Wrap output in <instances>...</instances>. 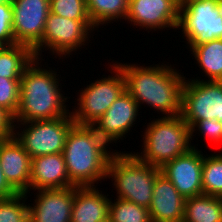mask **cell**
Returning a JSON list of instances; mask_svg holds the SVG:
<instances>
[{
  "label": "cell",
  "mask_w": 222,
  "mask_h": 222,
  "mask_svg": "<svg viewBox=\"0 0 222 222\" xmlns=\"http://www.w3.org/2000/svg\"><path fill=\"white\" fill-rule=\"evenodd\" d=\"M126 79V91L138 103L157 111L160 117L181 115L182 89L186 76L169 62L142 66L115 62ZM165 63V64H164ZM164 114V115H163Z\"/></svg>",
  "instance_id": "cell-1"
},
{
  "label": "cell",
  "mask_w": 222,
  "mask_h": 222,
  "mask_svg": "<svg viewBox=\"0 0 222 222\" xmlns=\"http://www.w3.org/2000/svg\"><path fill=\"white\" fill-rule=\"evenodd\" d=\"M40 61V62H39ZM42 59L34 58L24 69L20 79V95L18 111L13 118L15 123L36 120H51L66 115H72L68 102L70 97L62 90L59 83L61 75L54 67L43 65ZM49 68V69H48ZM61 86V87H60ZM64 94H63V93Z\"/></svg>",
  "instance_id": "cell-2"
},
{
  "label": "cell",
  "mask_w": 222,
  "mask_h": 222,
  "mask_svg": "<svg viewBox=\"0 0 222 222\" xmlns=\"http://www.w3.org/2000/svg\"><path fill=\"white\" fill-rule=\"evenodd\" d=\"M108 146L92 126L74 124L71 127L63 156L69 180L75 186H97L98 181L101 184L102 179L107 180L108 162L115 152Z\"/></svg>",
  "instance_id": "cell-3"
},
{
  "label": "cell",
  "mask_w": 222,
  "mask_h": 222,
  "mask_svg": "<svg viewBox=\"0 0 222 222\" xmlns=\"http://www.w3.org/2000/svg\"><path fill=\"white\" fill-rule=\"evenodd\" d=\"M148 122L142 132L141 152H133L141 161L162 168L167 162L192 148L190 127L181 115L159 117Z\"/></svg>",
  "instance_id": "cell-4"
},
{
  "label": "cell",
  "mask_w": 222,
  "mask_h": 222,
  "mask_svg": "<svg viewBox=\"0 0 222 222\" xmlns=\"http://www.w3.org/2000/svg\"><path fill=\"white\" fill-rule=\"evenodd\" d=\"M115 149L111 155L107 179L111 178L116 197L149 209L156 176L161 169L141 161L132 151Z\"/></svg>",
  "instance_id": "cell-5"
},
{
  "label": "cell",
  "mask_w": 222,
  "mask_h": 222,
  "mask_svg": "<svg viewBox=\"0 0 222 222\" xmlns=\"http://www.w3.org/2000/svg\"><path fill=\"white\" fill-rule=\"evenodd\" d=\"M109 65L111 75H102L103 77L78 90L75 99L77 106L73 105L75 108L71 111L75 124L93 125L126 91V79L121 68L115 61Z\"/></svg>",
  "instance_id": "cell-6"
},
{
  "label": "cell",
  "mask_w": 222,
  "mask_h": 222,
  "mask_svg": "<svg viewBox=\"0 0 222 222\" xmlns=\"http://www.w3.org/2000/svg\"><path fill=\"white\" fill-rule=\"evenodd\" d=\"M96 30L91 20H73L49 12L42 40L33 49V54L43 61L42 52L47 50V53H52L55 58L59 57V60L69 58L73 52L76 53L88 45Z\"/></svg>",
  "instance_id": "cell-7"
},
{
  "label": "cell",
  "mask_w": 222,
  "mask_h": 222,
  "mask_svg": "<svg viewBox=\"0 0 222 222\" xmlns=\"http://www.w3.org/2000/svg\"><path fill=\"white\" fill-rule=\"evenodd\" d=\"M178 30L186 47L222 39V16L218 0H180Z\"/></svg>",
  "instance_id": "cell-8"
},
{
  "label": "cell",
  "mask_w": 222,
  "mask_h": 222,
  "mask_svg": "<svg viewBox=\"0 0 222 222\" xmlns=\"http://www.w3.org/2000/svg\"><path fill=\"white\" fill-rule=\"evenodd\" d=\"M74 124L72 115L51 120L14 123L13 135L32 159L63 153L66 136Z\"/></svg>",
  "instance_id": "cell-9"
},
{
  "label": "cell",
  "mask_w": 222,
  "mask_h": 222,
  "mask_svg": "<svg viewBox=\"0 0 222 222\" xmlns=\"http://www.w3.org/2000/svg\"><path fill=\"white\" fill-rule=\"evenodd\" d=\"M181 116L190 128L205 119L215 118L222 124V81L186 77L182 89Z\"/></svg>",
  "instance_id": "cell-10"
},
{
  "label": "cell",
  "mask_w": 222,
  "mask_h": 222,
  "mask_svg": "<svg viewBox=\"0 0 222 222\" xmlns=\"http://www.w3.org/2000/svg\"><path fill=\"white\" fill-rule=\"evenodd\" d=\"M179 8L180 0H129L125 21L148 33L170 28L177 31Z\"/></svg>",
  "instance_id": "cell-11"
},
{
  "label": "cell",
  "mask_w": 222,
  "mask_h": 222,
  "mask_svg": "<svg viewBox=\"0 0 222 222\" xmlns=\"http://www.w3.org/2000/svg\"><path fill=\"white\" fill-rule=\"evenodd\" d=\"M11 1L15 43L29 46L33 50L42 40L50 12V0Z\"/></svg>",
  "instance_id": "cell-12"
},
{
  "label": "cell",
  "mask_w": 222,
  "mask_h": 222,
  "mask_svg": "<svg viewBox=\"0 0 222 222\" xmlns=\"http://www.w3.org/2000/svg\"><path fill=\"white\" fill-rule=\"evenodd\" d=\"M141 109L142 107L139 108L134 98L125 91L91 126L108 145L111 143L116 145L119 139L121 141L126 139L128 137L126 135L132 132L131 129L135 126L137 119L140 120Z\"/></svg>",
  "instance_id": "cell-13"
},
{
  "label": "cell",
  "mask_w": 222,
  "mask_h": 222,
  "mask_svg": "<svg viewBox=\"0 0 222 222\" xmlns=\"http://www.w3.org/2000/svg\"><path fill=\"white\" fill-rule=\"evenodd\" d=\"M196 145L160 168L185 199L203 194V152Z\"/></svg>",
  "instance_id": "cell-14"
},
{
  "label": "cell",
  "mask_w": 222,
  "mask_h": 222,
  "mask_svg": "<svg viewBox=\"0 0 222 222\" xmlns=\"http://www.w3.org/2000/svg\"><path fill=\"white\" fill-rule=\"evenodd\" d=\"M33 203L28 204L30 222H70L73 206V187L40 189Z\"/></svg>",
  "instance_id": "cell-15"
},
{
  "label": "cell",
  "mask_w": 222,
  "mask_h": 222,
  "mask_svg": "<svg viewBox=\"0 0 222 222\" xmlns=\"http://www.w3.org/2000/svg\"><path fill=\"white\" fill-rule=\"evenodd\" d=\"M0 163L9 184L18 192H29L31 157L14 135L0 140Z\"/></svg>",
  "instance_id": "cell-16"
},
{
  "label": "cell",
  "mask_w": 222,
  "mask_h": 222,
  "mask_svg": "<svg viewBox=\"0 0 222 222\" xmlns=\"http://www.w3.org/2000/svg\"><path fill=\"white\" fill-rule=\"evenodd\" d=\"M185 198L163 174L156 176L149 207L151 222H183Z\"/></svg>",
  "instance_id": "cell-17"
},
{
  "label": "cell",
  "mask_w": 222,
  "mask_h": 222,
  "mask_svg": "<svg viewBox=\"0 0 222 222\" xmlns=\"http://www.w3.org/2000/svg\"><path fill=\"white\" fill-rule=\"evenodd\" d=\"M69 180L63 153L37 156L31 159L29 192L40 189H62L74 187Z\"/></svg>",
  "instance_id": "cell-18"
},
{
  "label": "cell",
  "mask_w": 222,
  "mask_h": 222,
  "mask_svg": "<svg viewBox=\"0 0 222 222\" xmlns=\"http://www.w3.org/2000/svg\"><path fill=\"white\" fill-rule=\"evenodd\" d=\"M97 186L73 187L70 222H108L110 196Z\"/></svg>",
  "instance_id": "cell-19"
},
{
  "label": "cell",
  "mask_w": 222,
  "mask_h": 222,
  "mask_svg": "<svg viewBox=\"0 0 222 222\" xmlns=\"http://www.w3.org/2000/svg\"><path fill=\"white\" fill-rule=\"evenodd\" d=\"M206 81H222V39L188 47ZM208 78V79H207Z\"/></svg>",
  "instance_id": "cell-20"
},
{
  "label": "cell",
  "mask_w": 222,
  "mask_h": 222,
  "mask_svg": "<svg viewBox=\"0 0 222 222\" xmlns=\"http://www.w3.org/2000/svg\"><path fill=\"white\" fill-rule=\"evenodd\" d=\"M183 222H222V197L202 194L187 198Z\"/></svg>",
  "instance_id": "cell-21"
},
{
  "label": "cell",
  "mask_w": 222,
  "mask_h": 222,
  "mask_svg": "<svg viewBox=\"0 0 222 222\" xmlns=\"http://www.w3.org/2000/svg\"><path fill=\"white\" fill-rule=\"evenodd\" d=\"M128 4L129 0H86L89 19L98 32L101 26L103 28L115 21H125Z\"/></svg>",
  "instance_id": "cell-22"
},
{
  "label": "cell",
  "mask_w": 222,
  "mask_h": 222,
  "mask_svg": "<svg viewBox=\"0 0 222 222\" xmlns=\"http://www.w3.org/2000/svg\"><path fill=\"white\" fill-rule=\"evenodd\" d=\"M35 58L33 50L26 45L13 44L0 51V76L21 79L24 69Z\"/></svg>",
  "instance_id": "cell-23"
},
{
  "label": "cell",
  "mask_w": 222,
  "mask_h": 222,
  "mask_svg": "<svg viewBox=\"0 0 222 222\" xmlns=\"http://www.w3.org/2000/svg\"><path fill=\"white\" fill-rule=\"evenodd\" d=\"M203 154V194L222 197V152Z\"/></svg>",
  "instance_id": "cell-24"
},
{
  "label": "cell",
  "mask_w": 222,
  "mask_h": 222,
  "mask_svg": "<svg viewBox=\"0 0 222 222\" xmlns=\"http://www.w3.org/2000/svg\"><path fill=\"white\" fill-rule=\"evenodd\" d=\"M109 203L108 222H151L149 209L134 202L116 198Z\"/></svg>",
  "instance_id": "cell-25"
},
{
  "label": "cell",
  "mask_w": 222,
  "mask_h": 222,
  "mask_svg": "<svg viewBox=\"0 0 222 222\" xmlns=\"http://www.w3.org/2000/svg\"><path fill=\"white\" fill-rule=\"evenodd\" d=\"M28 197L25 193H18L14 197L0 199V222H30Z\"/></svg>",
  "instance_id": "cell-26"
},
{
  "label": "cell",
  "mask_w": 222,
  "mask_h": 222,
  "mask_svg": "<svg viewBox=\"0 0 222 222\" xmlns=\"http://www.w3.org/2000/svg\"><path fill=\"white\" fill-rule=\"evenodd\" d=\"M20 79L0 76V107L15 117L19 106Z\"/></svg>",
  "instance_id": "cell-27"
},
{
  "label": "cell",
  "mask_w": 222,
  "mask_h": 222,
  "mask_svg": "<svg viewBox=\"0 0 222 222\" xmlns=\"http://www.w3.org/2000/svg\"><path fill=\"white\" fill-rule=\"evenodd\" d=\"M50 12L73 20H90L86 0H50Z\"/></svg>",
  "instance_id": "cell-28"
},
{
  "label": "cell",
  "mask_w": 222,
  "mask_h": 222,
  "mask_svg": "<svg viewBox=\"0 0 222 222\" xmlns=\"http://www.w3.org/2000/svg\"><path fill=\"white\" fill-rule=\"evenodd\" d=\"M191 141L193 142L195 138V133L199 136H203L204 139L207 138V142L214 143L218 145L222 144V124L215 118L208 120L197 121L191 128ZM198 131V132H197ZM201 133V135H200ZM194 136V138H193Z\"/></svg>",
  "instance_id": "cell-29"
},
{
  "label": "cell",
  "mask_w": 222,
  "mask_h": 222,
  "mask_svg": "<svg viewBox=\"0 0 222 222\" xmlns=\"http://www.w3.org/2000/svg\"><path fill=\"white\" fill-rule=\"evenodd\" d=\"M12 1L0 4V41L5 46L15 43L13 33Z\"/></svg>",
  "instance_id": "cell-30"
},
{
  "label": "cell",
  "mask_w": 222,
  "mask_h": 222,
  "mask_svg": "<svg viewBox=\"0 0 222 222\" xmlns=\"http://www.w3.org/2000/svg\"><path fill=\"white\" fill-rule=\"evenodd\" d=\"M13 117L0 107V140L9 138L13 135Z\"/></svg>",
  "instance_id": "cell-31"
},
{
  "label": "cell",
  "mask_w": 222,
  "mask_h": 222,
  "mask_svg": "<svg viewBox=\"0 0 222 222\" xmlns=\"http://www.w3.org/2000/svg\"><path fill=\"white\" fill-rule=\"evenodd\" d=\"M17 194L18 192L6 180L0 163V199H8Z\"/></svg>",
  "instance_id": "cell-32"
},
{
  "label": "cell",
  "mask_w": 222,
  "mask_h": 222,
  "mask_svg": "<svg viewBox=\"0 0 222 222\" xmlns=\"http://www.w3.org/2000/svg\"><path fill=\"white\" fill-rule=\"evenodd\" d=\"M219 15L222 16V0H218Z\"/></svg>",
  "instance_id": "cell-33"
},
{
  "label": "cell",
  "mask_w": 222,
  "mask_h": 222,
  "mask_svg": "<svg viewBox=\"0 0 222 222\" xmlns=\"http://www.w3.org/2000/svg\"><path fill=\"white\" fill-rule=\"evenodd\" d=\"M5 47V45L0 41V51Z\"/></svg>",
  "instance_id": "cell-34"
},
{
  "label": "cell",
  "mask_w": 222,
  "mask_h": 222,
  "mask_svg": "<svg viewBox=\"0 0 222 222\" xmlns=\"http://www.w3.org/2000/svg\"><path fill=\"white\" fill-rule=\"evenodd\" d=\"M11 0H0V4L10 2Z\"/></svg>",
  "instance_id": "cell-35"
}]
</instances>
